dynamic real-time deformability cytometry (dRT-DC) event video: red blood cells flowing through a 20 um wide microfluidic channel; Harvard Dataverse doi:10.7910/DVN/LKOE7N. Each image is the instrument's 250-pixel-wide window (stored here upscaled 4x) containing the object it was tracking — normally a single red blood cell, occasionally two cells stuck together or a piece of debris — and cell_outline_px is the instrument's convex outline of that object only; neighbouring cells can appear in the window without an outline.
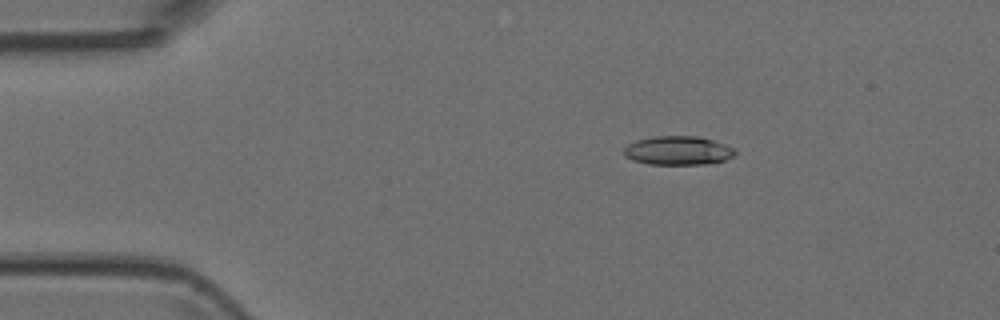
{"species": "Egyptian fruit bat (a non-hibernating species)", "species_latin": "Rousettus aegyptiacus", "temperature_condition": "room temperature", "stored_images_in_passage": 3, "camera_frame_rate_fps": 3000, "um_per_image_px": 0.085, "animal": {"sex": "female"}, "frame": {"image": 1, "passage_image": 1, "time_ms": 0.0, "image_size_px": [1000, 320], "cell_outline_px": [[736, 156], [724, 160], [704, 164], [648, 164], [632, 160], [624, 156], [624, 148], [628, 144], [636, 140], [656, 136], [696, 136], [712, 140], [736, 148]], "centroid_in_image_um": [57.64, 12.8], "position_along_channel_um": 27.4, "area_um2": 18.73}}
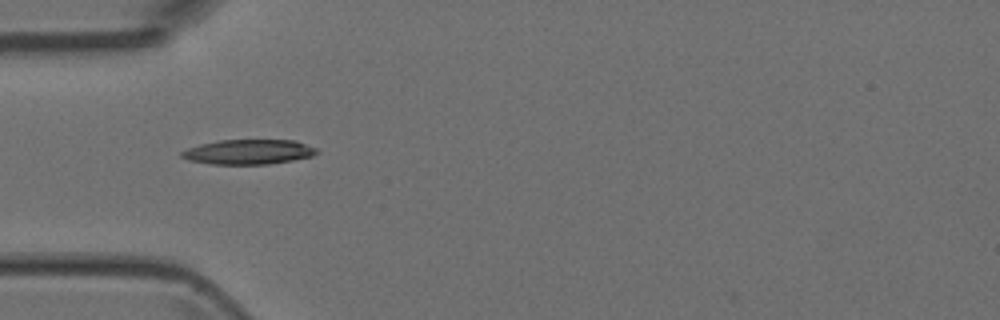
{"frame": {"image": 2, "passage_image": 3, "time_ms": 2.333, "image_size_px": [1000, 320], "cell_outline_px": [[320, 152], [312, 156], [292, 160], [268, 164], [212, 164], [188, 160], [180, 156], [180, 152], [188, 148], [200, 144], [220, 140], [296, 140], [316, 148]], "centroid_in_image_um": [21.13, 12.91], "position_along_channel_um": 63.9, "area_um2": 19.54}}